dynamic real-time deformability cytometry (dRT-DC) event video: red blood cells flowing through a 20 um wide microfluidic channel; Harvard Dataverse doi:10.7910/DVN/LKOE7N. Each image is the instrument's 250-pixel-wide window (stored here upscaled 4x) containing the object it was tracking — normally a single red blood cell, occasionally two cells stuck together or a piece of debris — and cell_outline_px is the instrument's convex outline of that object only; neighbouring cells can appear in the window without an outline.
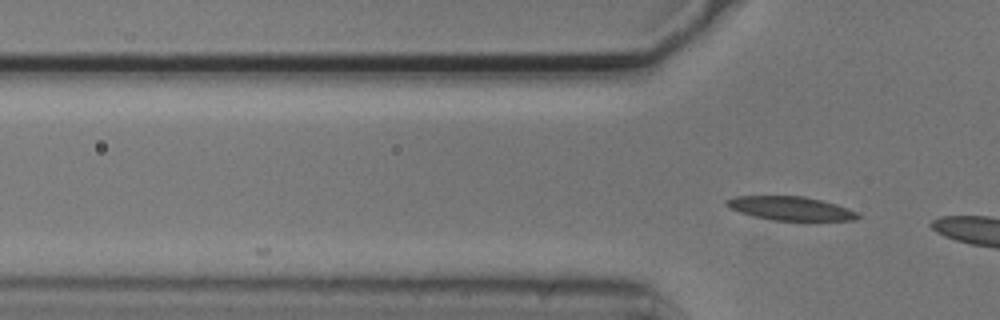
{"species": "common noctule bat (a hibernating species)", "species_latin": "Nyctalus noctula", "temperature_condition": "cold", "stored_images_in_passage": 2, "camera_frame_rate_fps": 3000, "um_per_image_px": 0.085, "animal": {"sex": "male", "body_mass_g": 20.5, "forearm_length_mm": 52.5}, "frame": {"image": 1, "passage_image": 2, "time_ms": 0.333, "image_size_px": [1000, 320], "cell_outline_px": [[860, 216], [852, 220], [772, 220], [740, 212], [724, 204], [724, 200], [736, 196], [804, 196], [836, 204], [848, 208], [856, 212]], "centroid_in_image_um": [67.17, 17.7], "position_along_channel_um": 58.6, "area_um2": 17.86}}